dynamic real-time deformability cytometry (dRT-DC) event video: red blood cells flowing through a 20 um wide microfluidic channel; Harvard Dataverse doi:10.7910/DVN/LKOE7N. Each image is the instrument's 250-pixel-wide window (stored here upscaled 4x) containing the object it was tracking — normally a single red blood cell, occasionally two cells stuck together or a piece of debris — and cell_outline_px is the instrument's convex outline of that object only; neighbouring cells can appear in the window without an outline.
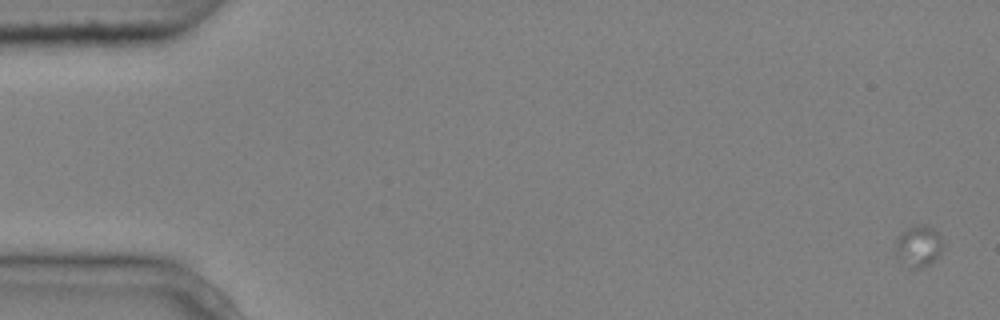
{"species": "common noctule bat (a hibernating species)", "species_latin": "Nyctalus noctula", "temperature_condition": "cold", "stored_images_in_passage": 4, "camera_frame_rate_fps": 3000, "um_per_image_px": 0.085, "animal": {"sex": "male", "body_mass_g": 20.4}, "frame": {"image": 1, "passage_image": 1, "time_ms": 0.0, "image_size_px": [1000, 320], "cell_outline_px": [[944, 248], [928, 264], [920, 268], [908, 268], [896, 260], [896, 236], [900, 232], [912, 224], [924, 224], [932, 228], [940, 236], [944, 244]], "centroid_in_image_um": [78.02, 20.9], "position_along_channel_um": 7.0, "area_um2": 11.73}}